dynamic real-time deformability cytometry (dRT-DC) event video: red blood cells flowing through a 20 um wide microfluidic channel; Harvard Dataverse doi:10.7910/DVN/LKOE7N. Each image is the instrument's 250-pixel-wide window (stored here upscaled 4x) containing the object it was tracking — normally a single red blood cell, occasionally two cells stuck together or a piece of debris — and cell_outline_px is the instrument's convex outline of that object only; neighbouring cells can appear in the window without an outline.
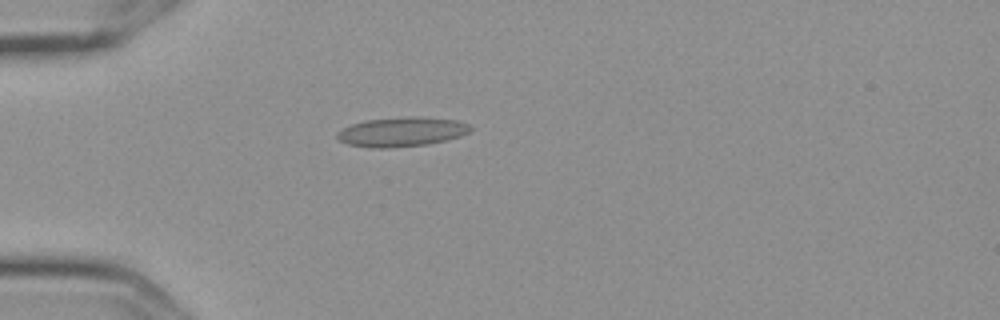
{"species": "Egyptian fruit bat (a non-hibernating species)", "species_latin": "Rousettus aegyptiacus", "temperature_condition": "cold", "stored_images_in_passage": 6, "camera_frame_rate_fps": 3000, "um_per_image_px": 0.085, "frame": {"image": 1, "passage_image": 5, "time_ms": 1.333, "image_size_px": [1000, 320], "cell_outline_px": [[472, 128], [468, 132], [460, 136], [448, 140], [428, 144], [388, 148], [372, 148], [348, 144], [340, 140], [336, 136], [336, 132], [352, 124], [364, 120], [416, 116], [456, 120], [468, 124]], "centroid_in_image_um": [34.14, 11.21], "position_along_channel_um": 50.9, "area_um2": 22.77}}